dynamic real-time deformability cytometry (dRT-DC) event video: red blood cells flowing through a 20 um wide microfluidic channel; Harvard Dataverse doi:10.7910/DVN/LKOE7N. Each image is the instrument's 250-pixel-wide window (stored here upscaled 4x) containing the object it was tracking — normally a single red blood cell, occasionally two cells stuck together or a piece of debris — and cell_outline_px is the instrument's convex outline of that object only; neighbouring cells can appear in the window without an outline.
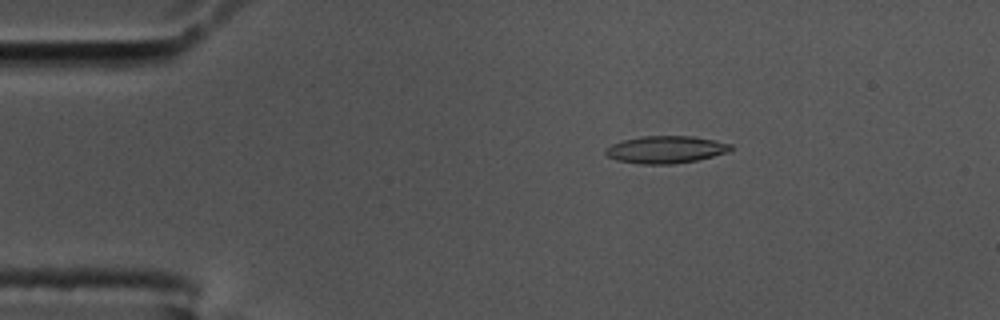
{"species": "common noctule bat (a hibernating species)", "species_latin": "Nyctalus noctula", "temperature_condition": "cold", "stored_images_in_passage": 57, "camera_frame_rate_fps": 3000, "um_per_image_px": 0.085, "animal": {"sex": "male", "body_mass_g": 17.5, "forearm_length_mm": 52.3}, "frame": {"image": 1, "passage_image": 10, "time_ms": 3.0, "image_size_px": [1000, 320], "cell_outline_px": [[732, 148], [728, 152], [696, 160], [672, 164], [640, 164], [616, 160], [608, 156], [604, 152], [604, 148], [612, 144], [624, 140], [644, 136], [692, 136], [732, 144]], "centroid_in_image_um": [56.56, 12.71], "position_along_channel_um": 28.4, "area_um2": 19.77}}
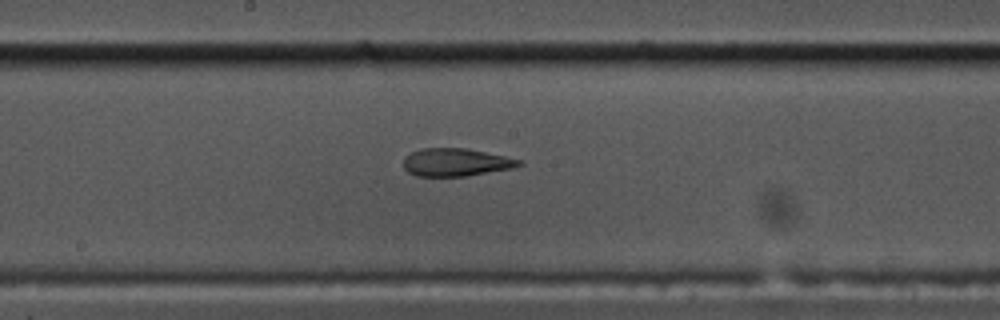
{"frame": {"image": 2, "passage_image": 30, "time_ms": 9.667, "image_size_px": [1000, 320], "cell_outline_px": [[524, 164], [512, 168], [468, 176], [416, 176], [408, 172], [404, 168], [404, 156], [420, 148], [464, 148], [524, 160]], "centroid_in_image_um": [38.75, 13.8], "position_along_channel_um": 209.4, "area_um2": 18.79}}
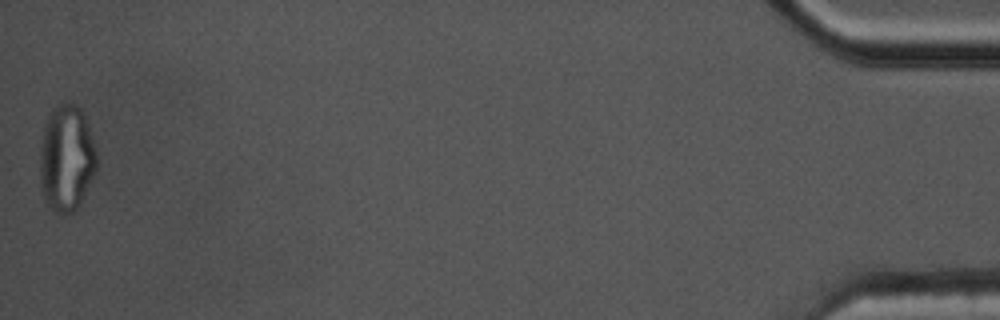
{"frame": {"image": 3, "passage_image": 57, "time_ms": 18.667, "image_size_px": [1000, 320], "cell_outline_px": [[96, 172], [80, 204], [72, 212], [56, 212], [48, 204], [44, 196], [40, 176], [40, 148], [44, 128], [48, 116], [52, 108], [68, 100], [76, 104], [80, 108], [84, 116], [96, 152]], "centroid_in_image_um": [5.65, 13.41], "position_along_channel_um": 429.5, "area_um2": 34.85}, "authors_computed_cell_mechanics": {"area_um2": 19.7676, "velocity_mm_per_s": 3.5175, "shape_relaxation_time_tau1_ms": null, "shape_relaxation_time_tau2_ms": 1.478, "deformation_change_tau1": null, "deformation_change_tau2": 0.0864}}